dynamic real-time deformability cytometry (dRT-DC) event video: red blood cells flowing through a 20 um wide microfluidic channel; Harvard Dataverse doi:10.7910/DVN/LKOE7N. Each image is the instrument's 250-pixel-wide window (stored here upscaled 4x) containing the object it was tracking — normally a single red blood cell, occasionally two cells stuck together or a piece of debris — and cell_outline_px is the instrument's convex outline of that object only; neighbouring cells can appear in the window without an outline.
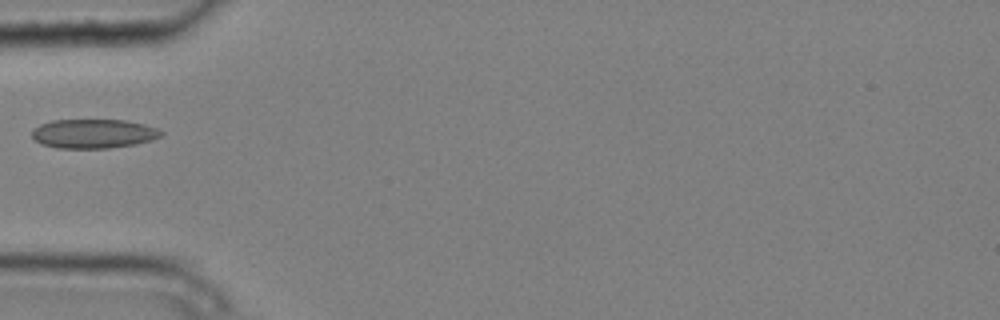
{"species": "common noctule bat (a hibernating species)", "species_latin": "Nyctalus noctula", "temperature_condition": "cold", "stored_images_in_passage": 2, "camera_frame_rate_fps": 3000, "um_per_image_px": 0.085, "animal": {"sex": "male", "body_mass_g": 20.4}, "frame": {"image": 1, "passage_image": 1, "time_ms": 0.0, "image_size_px": [1000, 320], "cell_outline_px": [[164, 132], [160, 136], [152, 140], [136, 144], [108, 148], [56, 148], [40, 144], [32, 136], [32, 128], [40, 124], [52, 120], [124, 120], [144, 124], [156, 128]], "centroid_in_image_um": [7.92, 11.36], "position_along_channel_um": 77.1, "area_um2": 22.02}}
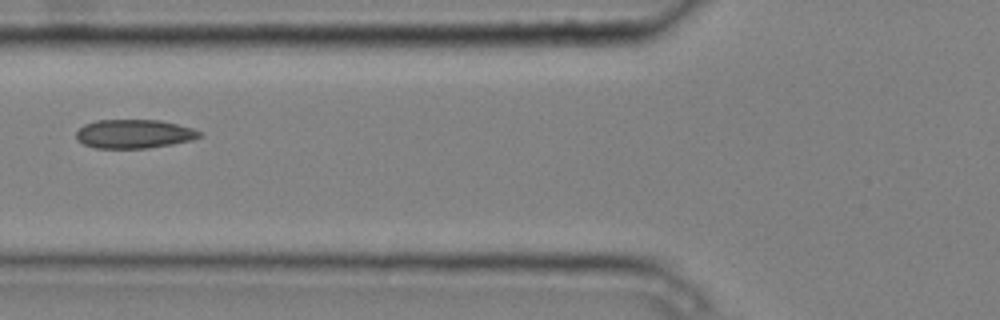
{"frame": {"image": 2, "passage_image": 2, "time_ms": 0.333, "image_size_px": [1000, 320], "cell_outline_px": [[204, 136], [192, 140], [172, 144], [148, 148], [96, 148], [84, 144], [76, 140], [76, 132], [84, 124], [96, 120], [160, 120], [192, 128], [204, 132]], "centroid_in_image_um": [11.42, 11.38], "position_along_channel_um": 114.4, "area_um2": 20.87}}